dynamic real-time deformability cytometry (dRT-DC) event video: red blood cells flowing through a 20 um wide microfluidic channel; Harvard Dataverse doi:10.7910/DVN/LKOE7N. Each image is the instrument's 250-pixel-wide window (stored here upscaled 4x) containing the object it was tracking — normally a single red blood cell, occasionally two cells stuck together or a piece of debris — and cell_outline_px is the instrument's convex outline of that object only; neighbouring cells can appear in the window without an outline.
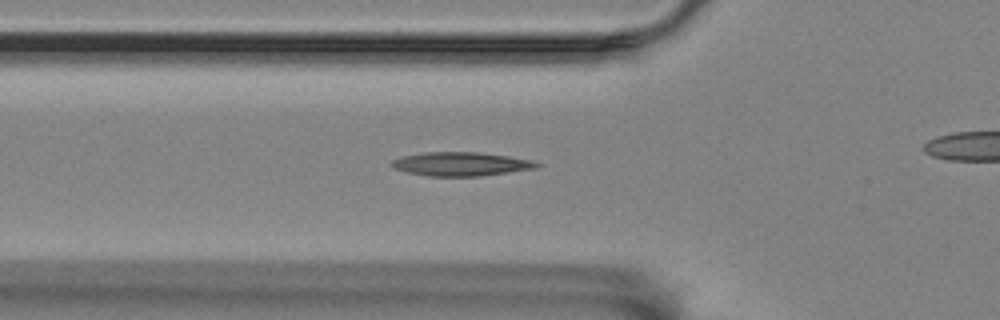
{"species": "Egyptian fruit bat (a non-hibernating species)", "species_latin": "Rousettus aegyptiacus", "temperature_condition": "room temperature", "stored_images_in_passage": 29, "camera_frame_rate_fps": 3000, "um_per_image_px": 0.085, "animal": {"sex": "female"}, "frame": {"image": 1, "passage_image": 2, "time_ms": 0.333, "image_size_px": [1000, 320], "cell_outline_px": [[540, 164], [536, 168], [480, 176], [428, 176], [408, 172], [396, 168], [388, 164], [392, 160], [400, 156], [424, 152], [476, 152], [508, 156], [532, 160]], "centroid_in_image_um": [39.14, 13.93], "position_along_channel_um": 86.7, "area_um2": 20.0}}
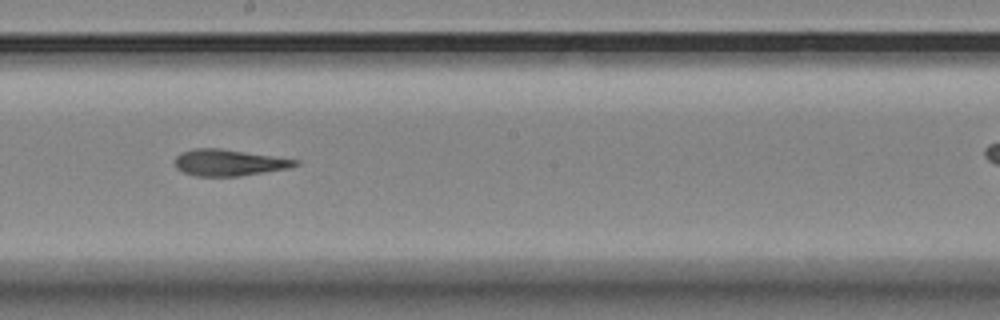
{"frame": {"image": 2, "passage_image": 14, "time_ms": 4.333, "image_size_px": [1000, 320], "cell_outline_px": [[300, 164], [292, 168], [240, 176], [196, 176], [184, 172], [176, 168], [176, 156], [180, 152], [192, 148], [220, 148], [300, 160]], "centroid_in_image_um": [19.49, 13.82], "position_along_channel_um": 228.7, "area_um2": 18.67}}
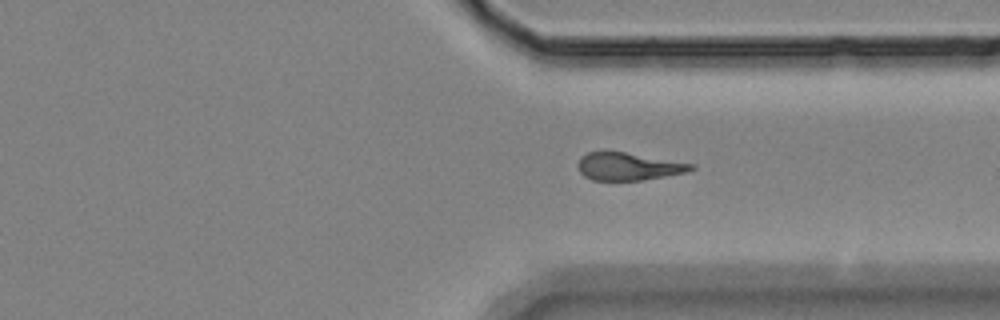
{"frame": {"image": 3, "passage_image": 25, "time_ms": 8.0, "image_size_px": [1000, 320], "cell_outline_px": [[696, 168], [688, 172], [640, 180], [592, 180], [584, 176], [580, 172], [576, 164], [580, 156], [588, 152], [624, 152], [696, 164]], "centroid_in_image_um": [53.41, 14.15], "position_along_channel_um": 358.0, "area_um2": 18.21}}